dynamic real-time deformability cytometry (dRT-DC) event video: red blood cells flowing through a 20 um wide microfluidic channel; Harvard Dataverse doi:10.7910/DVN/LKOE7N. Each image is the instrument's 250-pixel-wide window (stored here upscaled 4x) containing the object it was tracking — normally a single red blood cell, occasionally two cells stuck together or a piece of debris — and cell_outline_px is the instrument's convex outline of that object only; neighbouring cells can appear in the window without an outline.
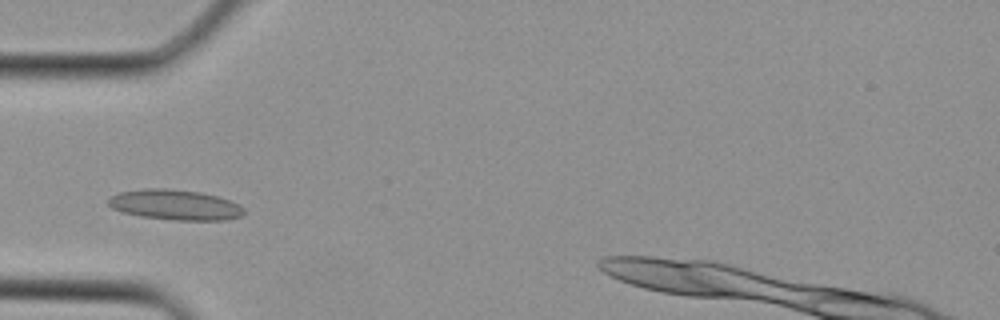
{"species": "Egyptian fruit bat (a non-hibernating species)", "species_latin": "Rousettus aegyptiacus", "temperature_condition": "cold", "stored_images_in_passage": 1, "camera_frame_rate_fps": 3000, "um_per_image_px": 0.085, "animal": {"sex": "female"}, "frame": {"image": 1, "passage_image": 1, "time_ms": 0.0, "image_size_px": [1000, 320], "cell_outline_px": [[244, 212], [240, 216], [228, 220], [176, 220], [140, 216], [120, 212], [112, 208], [108, 204], [108, 200], [112, 196], [120, 192], [144, 188], [168, 188], [200, 192], [216, 196], [240, 204], [244, 208]], "centroid_in_image_um": [14.87, 17.41], "position_along_channel_um": 70.1, "area_um2": 23.99}}